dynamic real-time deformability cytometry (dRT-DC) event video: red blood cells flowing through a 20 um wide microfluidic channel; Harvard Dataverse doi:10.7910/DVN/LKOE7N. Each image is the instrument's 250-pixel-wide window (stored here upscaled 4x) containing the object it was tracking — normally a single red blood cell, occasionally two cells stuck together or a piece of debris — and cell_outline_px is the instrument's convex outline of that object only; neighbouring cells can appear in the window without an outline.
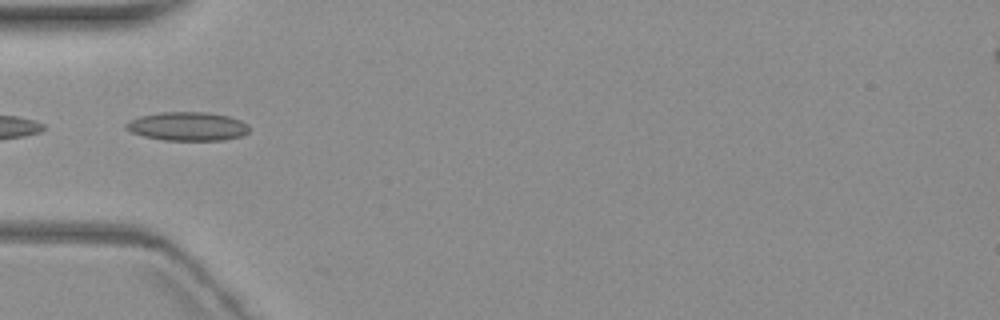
{"species": "common noctule bat (a hibernating species)", "species_latin": "Nyctalus noctula", "temperature_condition": "warm", "stored_images_in_passage": 4, "camera_frame_rate_fps": 3000, "um_per_image_px": 0.085, "animal": {"sex": "female", "body_mass_g": 19.3, "forearm_length_mm": 54.1}, "frame": {"image": 1, "passage_image": 1, "time_ms": 0.0, "image_size_px": [1000, 320], "cell_outline_px": [[248, 132], [244, 136], [224, 140], [164, 140], [144, 136], [132, 132], [124, 128], [124, 124], [140, 116], [160, 112], [204, 112], [228, 116], [240, 120], [248, 124]], "centroid_in_image_um": [15.96, 10.74], "position_along_channel_um": 69.0, "area_um2": 20.58}}
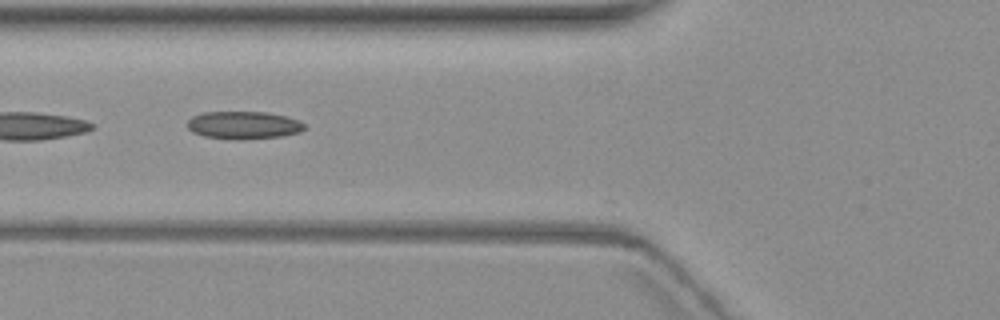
{"frame": {"image": 2, "passage_image": 2, "time_ms": 1.0, "image_size_px": [1000, 320], "cell_outline_px": [[304, 128], [300, 132], [284, 136], [240, 140], [236, 140], [204, 136], [192, 132], [188, 128], [188, 120], [192, 116], [204, 112], [268, 112], [284, 116], [296, 120], [304, 124]], "centroid_in_image_um": [20.68, 10.65], "position_along_channel_um": 105.1, "area_um2": 18.9}}
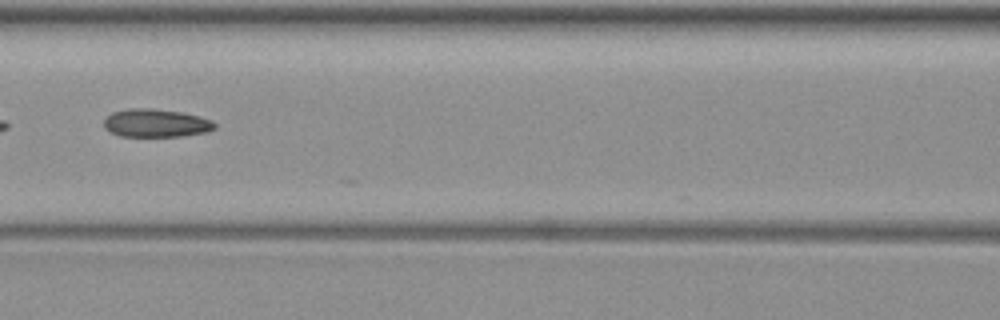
{"frame": {"image": 3, "passage_image": 3, "time_ms": 2.333, "image_size_px": [1000, 320], "cell_outline_px": [[216, 128], [208, 132], [180, 136], [120, 136], [108, 132], [104, 128], [104, 120], [112, 112], [128, 108], [152, 108], [184, 112], [200, 116], [212, 120], [216, 124]], "centroid_in_image_um": [13.26, 10.45], "position_along_channel_um": 153.3, "area_um2": 18.44}}